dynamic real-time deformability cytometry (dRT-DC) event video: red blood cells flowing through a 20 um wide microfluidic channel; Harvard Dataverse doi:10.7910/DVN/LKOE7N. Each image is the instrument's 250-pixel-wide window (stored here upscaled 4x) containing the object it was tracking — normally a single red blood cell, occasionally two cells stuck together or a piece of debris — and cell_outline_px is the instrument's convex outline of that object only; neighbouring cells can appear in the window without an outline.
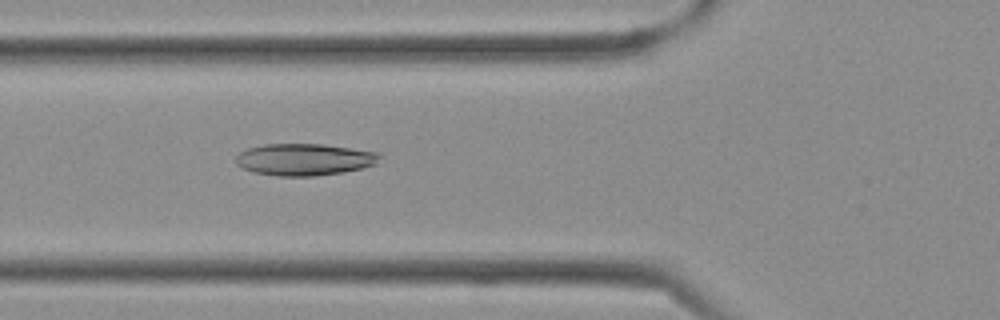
{"species": "Egyptian fruit bat (a non-hibernating species)", "species_latin": "Rousettus aegyptiacus", "temperature_condition": "cold", "stored_images_in_passage": 34, "camera_frame_rate_fps": 3000, "um_per_image_px": 0.085, "frame": {"image": 1, "passage_image": 11, "time_ms": 3.333, "image_size_px": [1000, 320], "cell_outline_px": [[380, 156], [376, 164], [364, 168], [344, 172], [316, 176], [276, 176], [252, 172], [236, 164], [236, 156], [240, 152], [248, 148], [264, 144], [324, 144], [380, 152]], "centroid_in_image_um": [25.89, 13.56], "position_along_channel_um": 99.9, "area_um2": 26.93}}
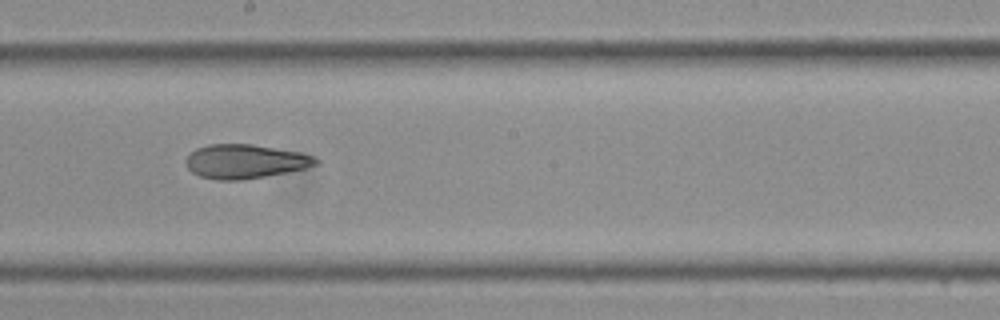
{"frame": {"image": 2, "passage_image": 18, "time_ms": 5.667, "image_size_px": [1000, 320], "cell_outline_px": [[320, 164], [288, 172], [240, 180], [216, 180], [200, 176], [192, 172], [188, 168], [184, 160], [196, 148], [208, 144], [252, 144], [300, 152], [316, 156], [320, 160]], "centroid_in_image_um": [20.86, 13.71], "position_along_channel_um": 227.3, "area_um2": 25.89}}
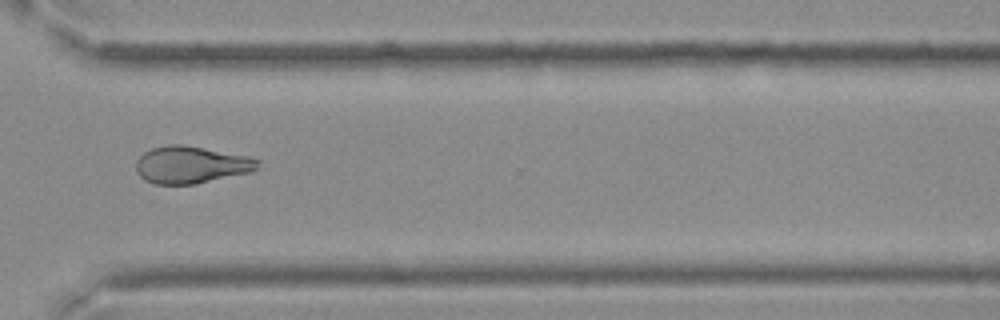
{"frame": {"image": 3, "passage_image": 25, "time_ms": 8.0, "image_size_px": [1000, 320], "cell_outline_px": [[260, 168], [252, 172], [196, 184], [156, 184], [144, 180], [136, 172], [136, 160], [144, 152], [152, 148], [168, 144], [180, 144], [248, 156], [260, 160]], "centroid_in_image_um": [16.26, 14.01], "position_along_channel_um": 354.3, "area_um2": 26.53}}